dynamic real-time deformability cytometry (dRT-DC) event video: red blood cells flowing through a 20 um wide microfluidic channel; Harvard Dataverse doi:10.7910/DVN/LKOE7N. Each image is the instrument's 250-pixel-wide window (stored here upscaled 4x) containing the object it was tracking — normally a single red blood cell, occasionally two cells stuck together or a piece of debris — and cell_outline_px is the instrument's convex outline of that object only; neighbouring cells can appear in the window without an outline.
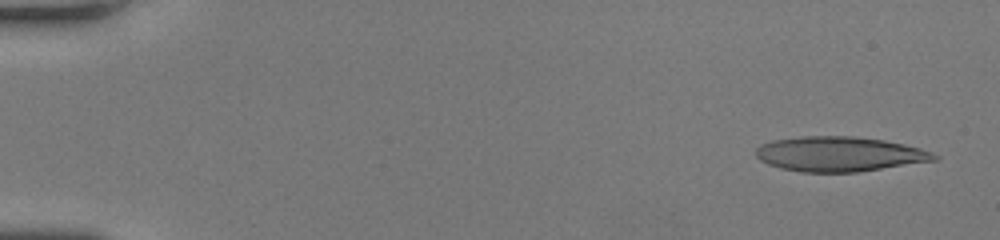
{"species": "human", "species_latin": "Homo sapiens", "temperature_condition": "room temperature", "stored_images_in_passage": 52, "camera_frame_rate_fps": 3000, "um_per_image_px": 0.085, "donor": {"sex": "female"}, "frame": {"image": 1, "passage_image": 3, "time_ms": 0.667, "image_size_px": [1000, 240], "cell_outline_px": [[940, 160], [856, 172], [800, 172], [780, 168], [768, 164], [760, 160], [756, 156], [756, 148], [760, 144], [772, 140], [804, 136], [852, 136], [884, 140], [904, 144], [920, 148], [932, 152], [940, 156]], "centroid_in_image_um": [71.37, 13.09], "position_along_channel_um": 13.6, "area_um2": 36.41}}
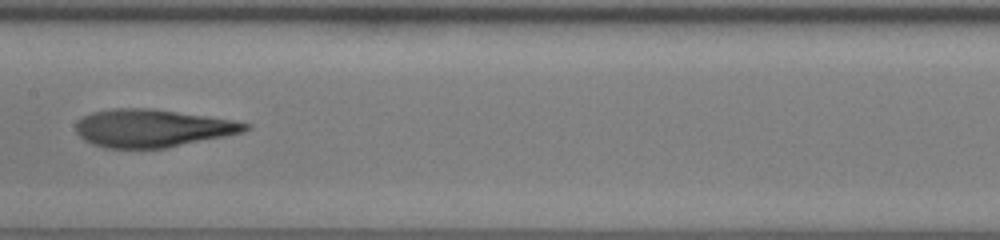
{"frame": {"image": 2, "passage_image": 29, "time_ms": 9.333, "image_size_px": [1000, 240], "cell_outline_px": [[252, 128], [244, 132], [168, 148], [104, 148], [92, 144], [84, 140], [76, 132], [76, 120], [92, 112], [112, 108], [152, 108], [236, 120], [252, 124]], "centroid_in_image_um": [12.98, 10.89], "position_along_channel_um": 194.4, "area_um2": 37.74}}
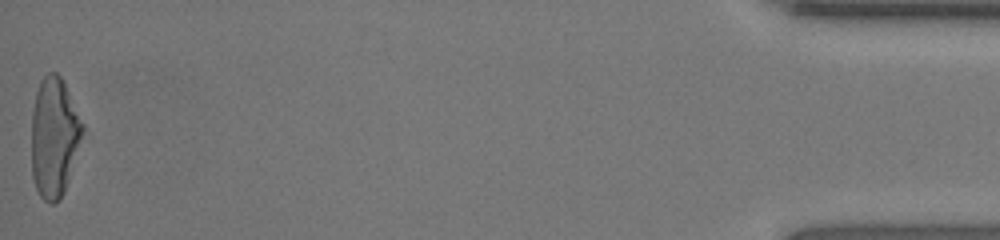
{"frame": {"image": 3, "passage_image": 52, "time_ms": 17.0, "image_size_px": [1000, 240], "cell_outline_px": [[84, 132], [64, 192], [60, 200], [52, 204], [44, 200], [40, 196], [36, 188], [32, 176], [32, 112], [36, 92], [40, 80], [48, 72], [56, 72], [60, 76], [84, 124]], "centroid_in_image_um": [4.6, 11.67], "position_along_channel_um": 430.6, "area_um2": 35.49}, "authors_computed_cell_mechanics": {"area_um2": 36.9053, "velocity_mm_per_s": 4.2781, "shape_relaxation_time_tau1_ms": 10.1414, "shape_relaxation_time_tau2_ms": 2.5627, "deformation_change_tau1": 0.3713, "deformation_change_tau2": 0.1116}}